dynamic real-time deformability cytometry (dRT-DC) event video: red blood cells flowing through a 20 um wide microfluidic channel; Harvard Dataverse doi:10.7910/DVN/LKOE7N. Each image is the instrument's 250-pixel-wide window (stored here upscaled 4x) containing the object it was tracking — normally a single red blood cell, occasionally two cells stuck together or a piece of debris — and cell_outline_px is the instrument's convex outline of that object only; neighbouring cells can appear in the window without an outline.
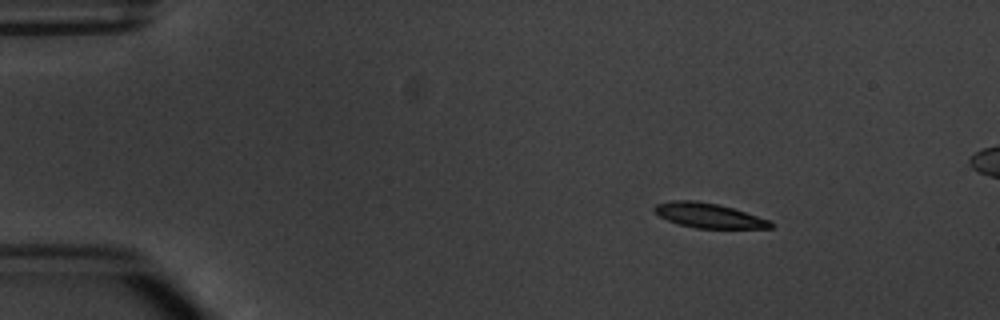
{"species": "common noctule bat (a hibernating species)", "species_latin": "Nyctalus noctula", "temperature_condition": "warm", "stored_images_in_passage": 5, "camera_frame_rate_fps": 3000, "um_per_image_px": 0.085, "animal": {"sex": "male", "body_mass_g": 20.1, "forearm_length_mm": 53.5}, "frame": {"image": 1, "passage_image": 2, "time_ms": 1.333, "image_size_px": [1000, 320], "cell_outline_px": [[776, 224], [772, 228], [696, 228], [680, 224], [668, 220], [660, 216], [652, 208], [656, 204], [668, 200], [696, 200], [716, 204], [732, 208], [768, 220]], "centroid_in_image_um": [60.21, 18.31], "position_along_channel_um": 24.8, "area_um2": 16.53}}